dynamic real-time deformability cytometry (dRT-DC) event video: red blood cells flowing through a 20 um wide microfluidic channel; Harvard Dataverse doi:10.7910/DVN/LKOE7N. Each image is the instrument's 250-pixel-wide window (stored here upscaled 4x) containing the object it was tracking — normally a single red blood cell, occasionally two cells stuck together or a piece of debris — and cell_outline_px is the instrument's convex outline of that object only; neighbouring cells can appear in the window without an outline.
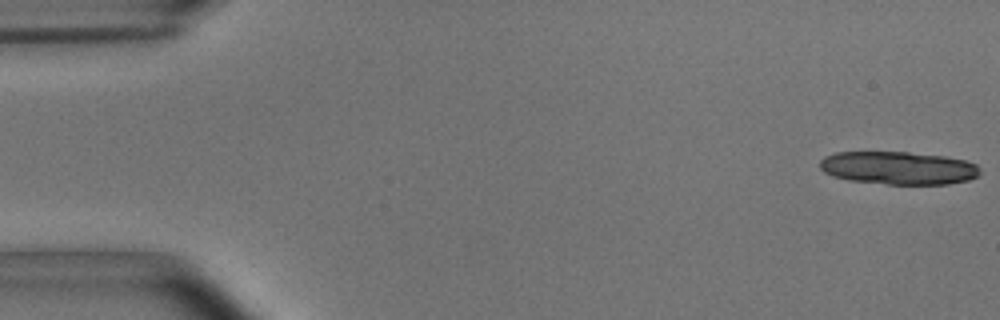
{"species": "common noctule bat (a hibernating species)", "species_latin": "Nyctalus noctula", "temperature_condition": "room temperature", "stored_images_in_passage": 15, "camera_frame_rate_fps": 3000, "um_per_image_px": 0.085, "animal": {"sex": "male", "body_mass_g": 15.6}, "frame": {"image": 1, "passage_image": 1, "time_ms": 0.0, "image_size_px": [1000, 320], "cell_outline_px": [[980, 176], [968, 180], [948, 184], [888, 184], [848, 180], [832, 176], [824, 172], [820, 168], [820, 160], [824, 156], [836, 152], [908, 152], [944, 156], [964, 160], [976, 164], [980, 168]], "centroid_in_image_um": [76.36, 14.28], "position_along_channel_um": 8.6, "area_um2": 30.92}}